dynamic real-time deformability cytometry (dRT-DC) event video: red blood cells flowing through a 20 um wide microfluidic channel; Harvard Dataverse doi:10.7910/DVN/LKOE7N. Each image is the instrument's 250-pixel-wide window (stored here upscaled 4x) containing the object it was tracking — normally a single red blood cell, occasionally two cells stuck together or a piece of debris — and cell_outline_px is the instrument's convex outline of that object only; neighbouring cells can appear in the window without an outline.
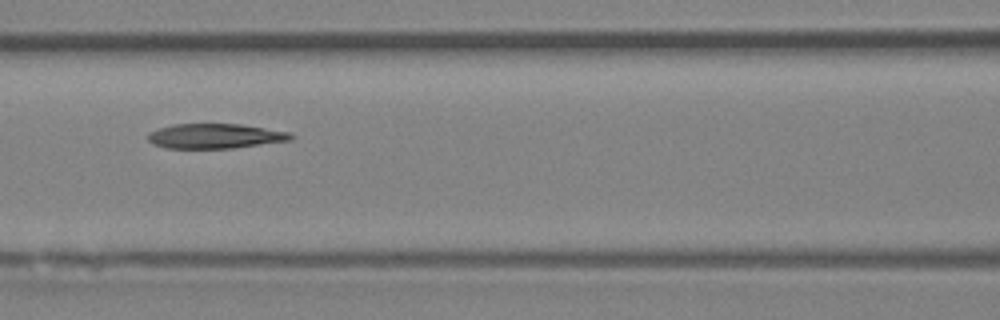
{"species": "Egyptian fruit bat (a non-hibernating species)", "species_latin": "Rousettus aegyptiacus", "temperature_condition": "room temperature", "stored_images_in_passage": 9, "camera_frame_rate_fps": 3000, "um_per_image_px": 0.085, "animal": {"sex": "female"}, "frame": {"image": 1, "passage_image": 8, "time_ms": 9.333, "image_size_px": [1000, 320], "cell_outline_px": [[296, 136], [292, 140], [232, 148], [168, 148], [152, 144], [148, 140], [148, 132], [172, 124], [240, 124], [292, 132]], "centroid_in_image_um": [18.32, 11.56], "position_along_channel_um": 148.3, "area_um2": 20.75}}